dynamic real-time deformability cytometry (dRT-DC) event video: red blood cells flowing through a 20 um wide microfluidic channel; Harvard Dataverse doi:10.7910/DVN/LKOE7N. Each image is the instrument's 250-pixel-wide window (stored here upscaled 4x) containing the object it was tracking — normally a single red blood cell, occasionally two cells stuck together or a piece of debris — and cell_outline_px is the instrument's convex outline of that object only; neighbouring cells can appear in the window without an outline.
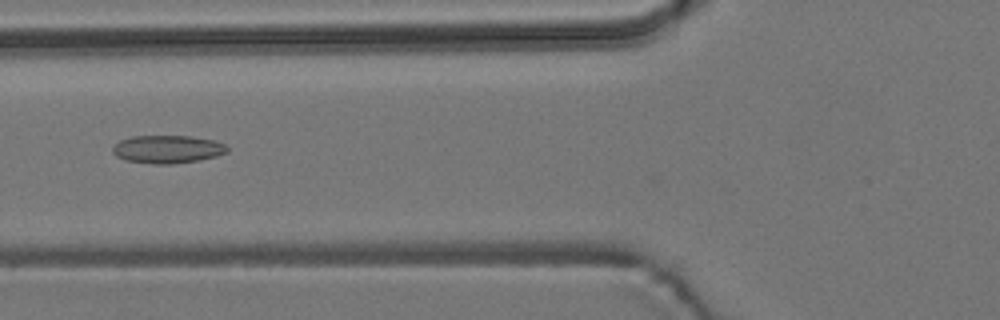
{"species": "common noctule bat (a hibernating species)", "species_latin": "Nyctalus noctula", "temperature_condition": "room temperature", "stored_images_in_passage": 7, "camera_frame_rate_fps": 3000, "um_per_image_px": 0.085, "animal": {"sex": "male", "body_mass_g": 19.2, "forearm_length_mm": 51.8}, "frame": {"image": 1, "passage_image": 5, "time_ms": 6.0, "image_size_px": [1000, 320], "cell_outline_px": [[228, 152], [216, 156], [200, 160], [172, 164], [152, 164], [128, 160], [116, 156], [112, 152], [112, 148], [120, 140], [132, 136], [192, 136], [216, 140], [224, 144], [228, 148]], "centroid_in_image_um": [14.26, 12.68], "position_along_channel_um": 111.5, "area_um2": 18.73}}
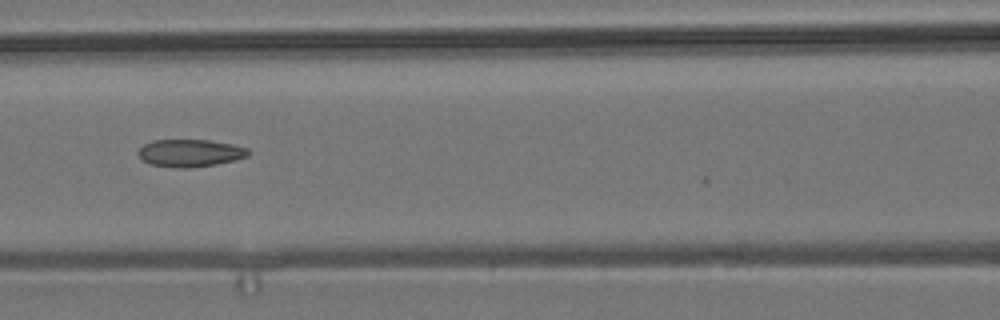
{"frame": {"image": 2, "passage_image": 6, "time_ms": 7.0, "image_size_px": [1000, 320], "cell_outline_px": [[248, 156], [216, 164], [188, 168], [180, 168], [148, 164], [136, 152], [144, 144], [152, 140], [208, 140], [232, 144], [248, 148]], "centroid_in_image_um": [16.12, 13.0], "position_along_channel_um": 150.5, "area_um2": 17.46}}